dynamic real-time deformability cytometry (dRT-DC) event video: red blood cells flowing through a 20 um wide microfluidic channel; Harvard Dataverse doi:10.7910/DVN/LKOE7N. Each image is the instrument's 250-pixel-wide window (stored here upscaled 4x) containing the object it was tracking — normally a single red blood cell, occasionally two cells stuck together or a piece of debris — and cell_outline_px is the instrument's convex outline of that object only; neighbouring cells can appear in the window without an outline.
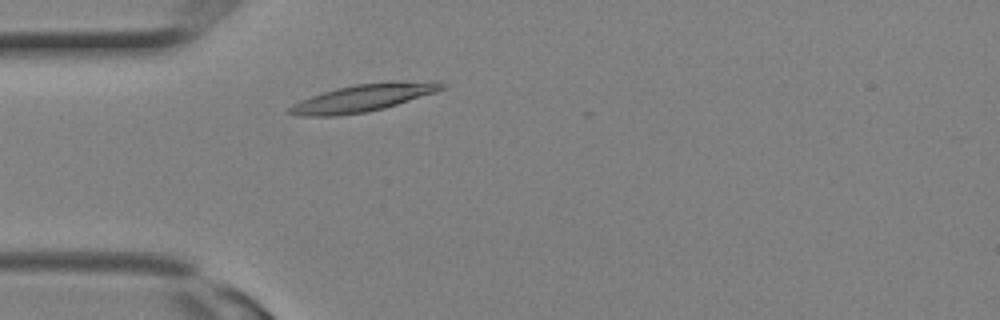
{"species": "Egyptian fruit bat (a non-hibernating species)", "species_latin": "Rousettus aegyptiacus", "temperature_condition": "room temperature", "stored_images_in_passage": 6, "camera_frame_rate_fps": 3000, "um_per_image_px": 0.085, "animal": {"sex": "female"}, "frame": {"image": 1, "passage_image": 4, "time_ms": 1.0, "image_size_px": [1000, 320], "cell_outline_px": [[448, 84], [444, 88], [436, 92], [384, 108], [368, 112], [336, 116], [300, 116], [284, 112], [292, 104], [300, 100], [336, 88], [356, 84], [388, 80], [436, 80]], "centroid_in_image_um": [30.93, 8.29], "position_along_channel_um": 54.1, "area_um2": 24.85}}
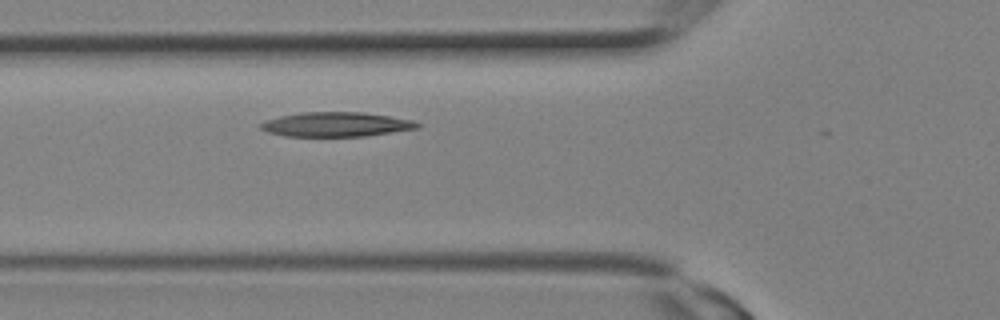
{"frame": {"image": 2, "passage_image": 6, "time_ms": 1.667, "image_size_px": [1000, 320], "cell_outline_px": [[420, 128], [364, 136], [284, 136], [268, 132], [260, 128], [260, 124], [264, 120], [280, 116], [300, 112], [364, 112], [412, 120], [420, 124]], "centroid_in_image_um": [28.54, 10.57], "position_along_channel_um": 97.3, "area_um2": 22.31}}